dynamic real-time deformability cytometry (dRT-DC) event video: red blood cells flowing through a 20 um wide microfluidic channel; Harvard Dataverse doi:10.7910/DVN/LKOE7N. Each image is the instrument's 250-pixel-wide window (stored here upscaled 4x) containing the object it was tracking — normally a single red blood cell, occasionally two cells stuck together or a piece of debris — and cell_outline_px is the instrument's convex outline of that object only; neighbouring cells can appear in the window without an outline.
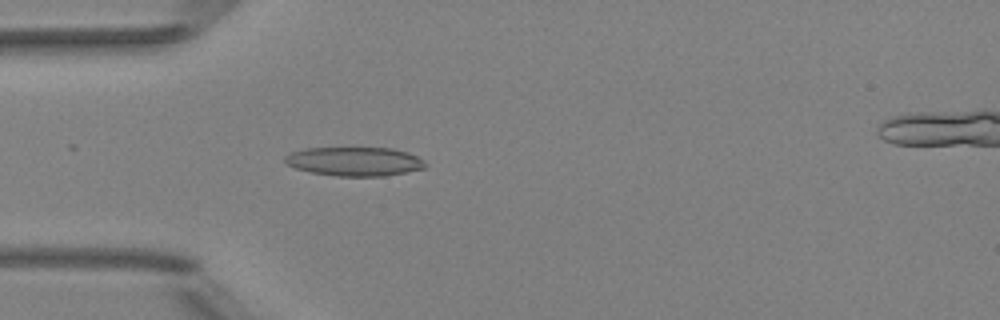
{"species": "Egyptian fruit bat (a non-hibernating species)", "species_latin": "Rousettus aegyptiacus", "temperature_condition": "room temperature", "stored_images_in_passage": 43, "camera_frame_rate_fps": 3000, "um_per_image_px": 0.085, "animal": {"sex": "female"}, "frame": {"image": 1, "passage_image": 15, "time_ms": 4.667, "image_size_px": [1000, 320], "cell_outline_px": [[428, 164], [424, 168], [384, 176], [336, 176], [312, 172], [296, 168], [288, 164], [284, 160], [284, 156], [292, 152], [304, 148], [392, 148], [408, 152], [424, 160]], "centroid_in_image_um": [30.15, 13.72], "position_along_channel_um": 54.8, "area_um2": 23.58}}
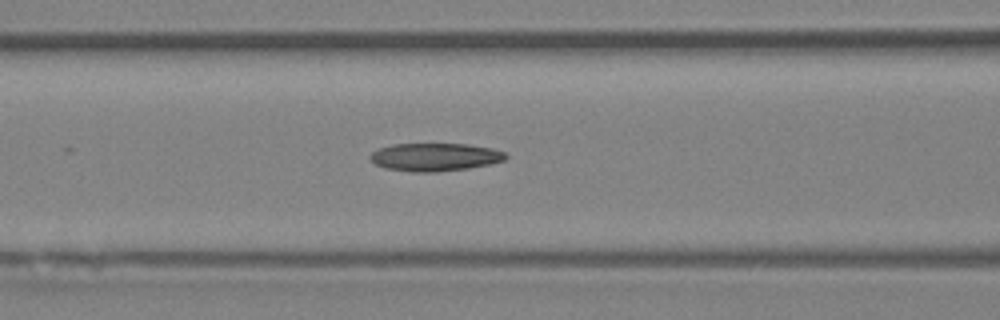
{"frame": {"image": 2, "passage_image": 21, "time_ms": 6.667, "image_size_px": [1000, 320], "cell_outline_px": [[508, 156], [504, 160], [488, 164], [468, 168], [436, 172], [412, 172], [384, 168], [376, 164], [368, 156], [376, 148], [392, 144], [468, 144], [492, 148], [504, 152]], "centroid_in_image_um": [36.93, 13.34], "position_along_channel_um": 129.7, "area_um2": 22.14}}
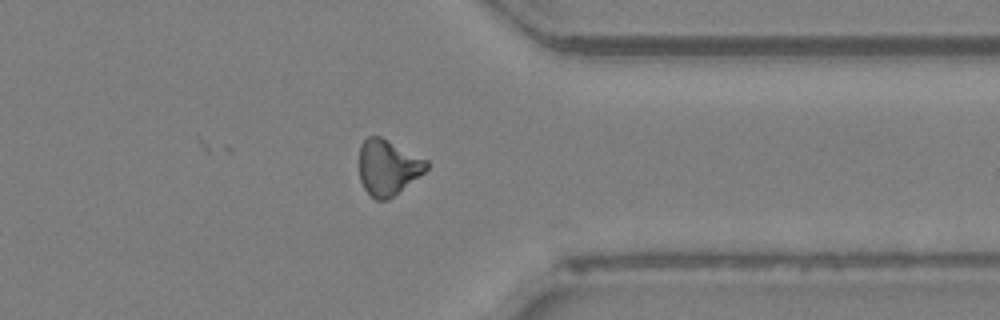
{"frame": {"image": 3, "passage_image": 40, "time_ms": 13.0, "image_size_px": [1000, 320], "cell_outline_px": [[428, 168], [424, 172], [388, 200], [376, 200], [364, 188], [360, 180], [360, 144], [368, 136], [380, 136], [428, 160]], "centroid_in_image_um": [32.97, 14.22], "position_along_channel_um": 378.4, "area_um2": 21.56}, "authors_computed_cell_mechanics": {"area_um2": 22.0796, "velocity_mm_per_s": 4.0286, "shape_relaxation_time_tau1_ms": null, "shape_relaxation_time_tau2_ms": 8.3555, "deformation_change_tau1": null, "deformation_change_tau2": 0.1896}}